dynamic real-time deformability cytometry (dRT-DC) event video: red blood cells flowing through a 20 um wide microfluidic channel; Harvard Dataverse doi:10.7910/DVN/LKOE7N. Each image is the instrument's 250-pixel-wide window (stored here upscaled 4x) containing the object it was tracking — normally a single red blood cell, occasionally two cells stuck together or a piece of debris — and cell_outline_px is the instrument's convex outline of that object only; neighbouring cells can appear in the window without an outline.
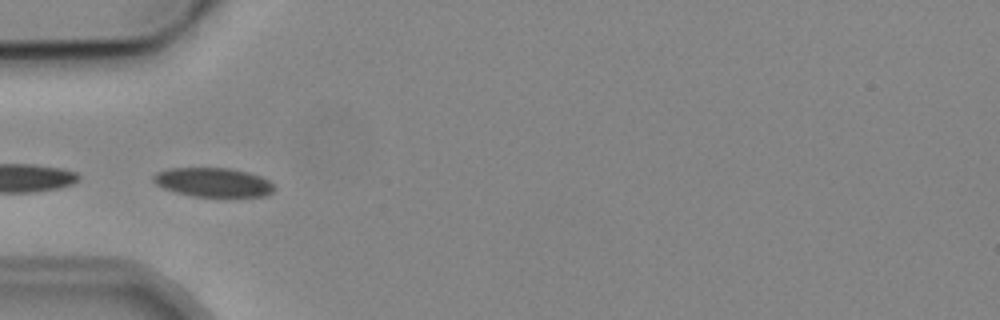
{"species": "common noctule bat (a hibernating species)", "species_latin": "Nyctalus noctula", "temperature_condition": "cold", "stored_images_in_passage": 7, "camera_frame_rate_fps": 3000, "um_per_image_px": 0.085, "animal": {"sex": "male", "body_mass_g": 19.2, "forearm_length_mm": 51.8}, "frame": {"image": 1, "passage_image": 5, "time_ms": 4.667, "image_size_px": [1000, 320], "cell_outline_px": [[276, 188], [272, 192], [264, 196], [192, 196], [176, 192], [164, 188], [156, 184], [152, 180], [152, 176], [156, 172], [168, 168], [232, 168], [248, 172], [260, 176], [268, 180]], "centroid_in_image_um": [18.1, 15.48], "position_along_channel_um": 66.9, "area_um2": 20.46}}